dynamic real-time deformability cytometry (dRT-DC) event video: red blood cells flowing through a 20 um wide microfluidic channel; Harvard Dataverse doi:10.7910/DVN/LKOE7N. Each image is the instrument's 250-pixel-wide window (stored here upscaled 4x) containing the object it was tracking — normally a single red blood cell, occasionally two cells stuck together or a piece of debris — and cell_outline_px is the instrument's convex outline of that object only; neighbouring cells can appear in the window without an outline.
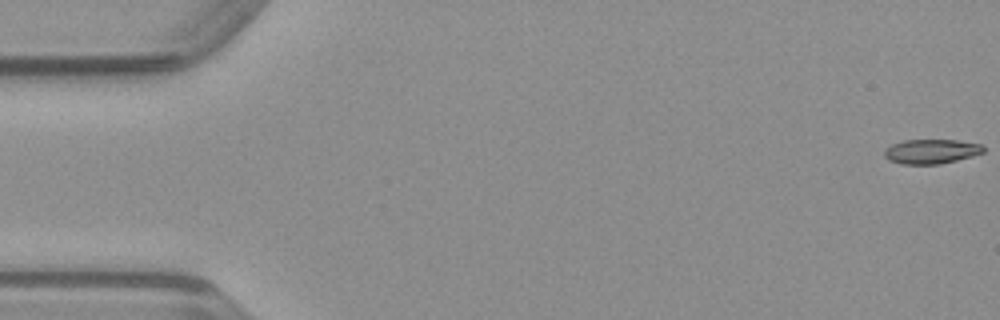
{"species": "common noctule bat (a hibernating species)", "species_latin": "Nyctalus noctula", "temperature_condition": "warm", "stored_images_in_passage": 49, "camera_frame_rate_fps": 3000, "um_per_image_px": 0.085, "animal": {"sex": "male", "body_mass_g": 23.1, "forearm_length_mm": 52.7}, "frame": {"image": 1, "passage_image": 1, "time_ms": 0.0, "image_size_px": [1000, 320], "cell_outline_px": [[984, 152], [972, 156], [940, 164], [900, 164], [888, 160], [884, 156], [884, 148], [892, 144], [904, 140], [956, 140], [980, 144], [984, 148]], "centroid_in_image_um": [79.11, 12.87], "position_along_channel_um": 5.9, "area_um2": 14.16}}
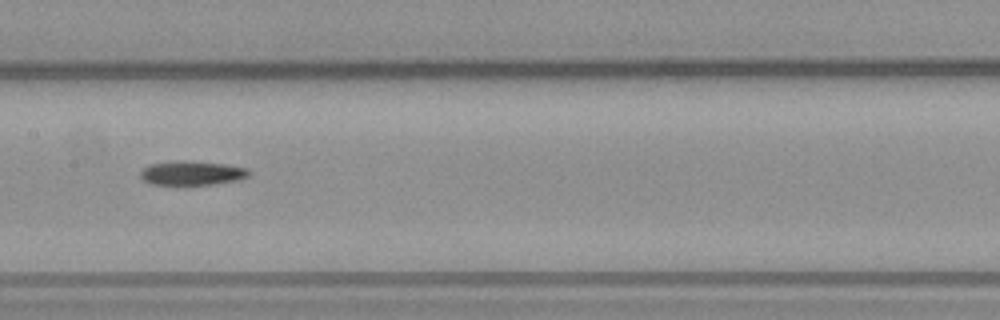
{"frame": {"image": 2, "passage_image": 25, "time_ms": 8.0, "image_size_px": [1000, 320], "cell_outline_px": [[252, 172], [248, 176], [240, 180], [212, 184], [148, 184], [140, 176], [140, 172], [148, 164], [176, 160], [180, 160], [228, 164], [248, 168]], "centroid_in_image_um": [16.34, 14.69], "position_along_channel_um": 191.1, "area_um2": 15.43}}
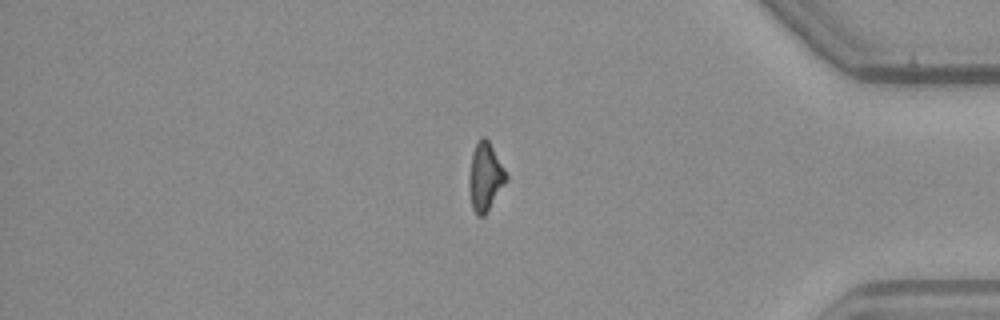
{"frame": {"image": 3, "passage_image": 42, "time_ms": 13.667, "image_size_px": [1000, 320], "cell_outline_px": [[508, 180], [484, 216], [476, 216], [472, 208], [468, 184], [468, 176], [472, 152], [480, 136], [484, 136], [488, 140], [504, 168], [508, 176]], "centroid_in_image_um": [41.23, 15.04], "position_along_channel_um": 394.0, "area_um2": 14.85}}